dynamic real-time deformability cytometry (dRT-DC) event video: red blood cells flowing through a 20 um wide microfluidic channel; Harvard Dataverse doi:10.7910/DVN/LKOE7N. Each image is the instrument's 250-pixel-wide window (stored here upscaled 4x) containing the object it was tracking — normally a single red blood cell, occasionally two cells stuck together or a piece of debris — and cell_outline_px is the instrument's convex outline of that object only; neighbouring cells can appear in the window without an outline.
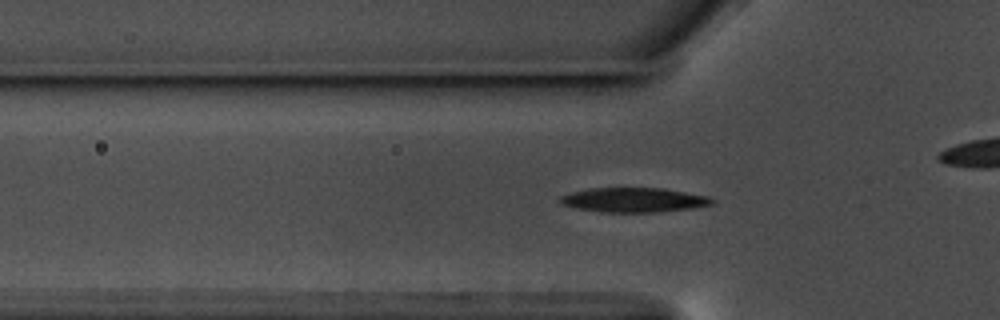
{"species": "common noctule bat (a hibernating species)", "species_latin": "Nyctalus noctula", "temperature_condition": "warm", "stored_images_in_passage": 48, "camera_frame_rate_fps": 3000, "um_per_image_px": 0.085, "animal": {"sex": "male", "body_mass_g": 17.5, "forearm_length_mm": 52.3}, "frame": {"image": 1, "passage_image": 13, "time_ms": 4.0, "image_size_px": [1000, 320], "cell_outline_px": [[716, 200], [712, 204], [688, 208], [656, 212], [600, 212], [576, 208], [560, 204], [560, 196], [572, 192], [592, 188], [664, 188], [708, 196]], "centroid_in_image_um": [53.85, 16.99], "position_along_channel_um": 72.0, "area_um2": 21.56}}
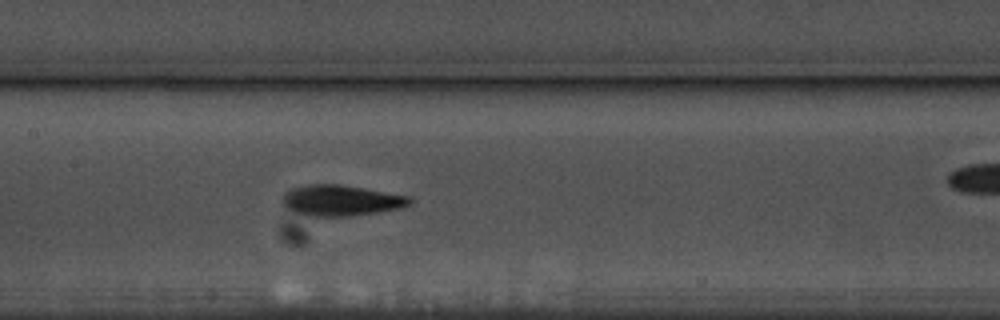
{"frame": {"image": 2, "passage_image": 22, "time_ms": 7.0, "image_size_px": [1000, 320], "cell_outline_px": [[412, 204], [400, 208], [380, 212], [348, 216], [308, 216], [296, 212], [288, 208], [280, 200], [284, 192], [292, 188], [312, 184], [340, 184], [364, 188], [408, 196], [412, 200]], "centroid_in_image_um": [28.98, 17.03], "position_along_channel_um": 178.4, "area_um2": 22.83}}
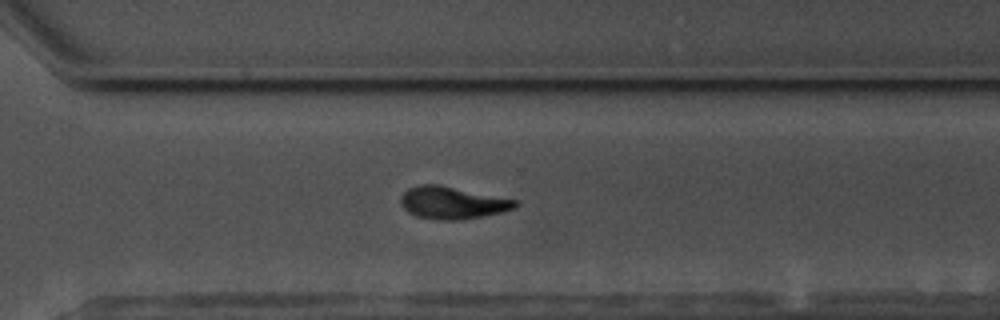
{"frame": {"image": 3, "passage_image": 35, "time_ms": 11.333, "image_size_px": [1000, 320], "cell_outline_px": [[520, 204], [516, 208], [504, 212], [460, 220], [436, 220], [416, 216], [408, 212], [400, 204], [400, 196], [408, 188], [420, 184], [440, 184], [516, 200]], "centroid_in_image_um": [38.44, 17.23], "position_along_channel_um": 332.2, "area_um2": 21.79}, "authors_computed_cell_mechanics": {"area_um2": 21.4438, "velocity_mm_per_s": 3.5548, "shape_relaxation_time_tau1_ms": 3.1815, "shape_relaxation_time_tau2_ms": 3.4399, "deformation_change_tau1": 0.1518, "deformation_change_tau2": 0.0987}}